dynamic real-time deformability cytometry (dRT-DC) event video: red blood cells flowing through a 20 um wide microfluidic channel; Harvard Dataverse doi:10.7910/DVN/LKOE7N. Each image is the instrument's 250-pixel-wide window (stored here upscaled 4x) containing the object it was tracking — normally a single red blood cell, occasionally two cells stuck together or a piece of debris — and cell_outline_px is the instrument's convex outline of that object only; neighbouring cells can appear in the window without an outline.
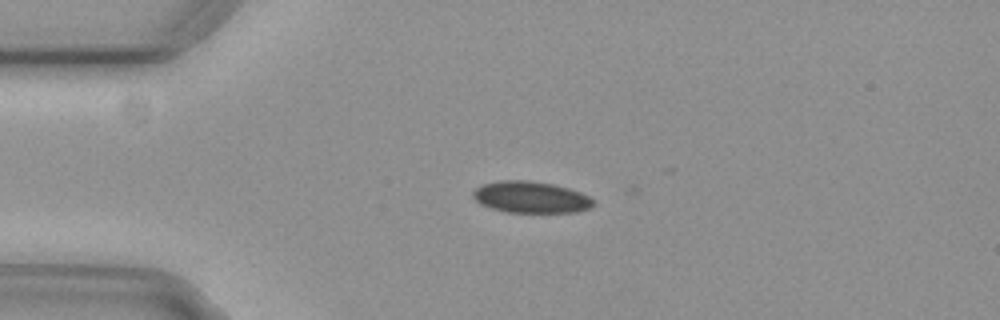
{"species": "common noctule bat (a hibernating species)", "species_latin": "Nyctalus noctula", "temperature_condition": "cold", "stored_images_in_passage": 36, "camera_frame_rate_fps": 3000, "um_per_image_px": 0.085, "animal": {"sex": "female", "body_mass_g": 29.2, "forearm_length_mm": 56.3}, "frame": {"image": 1, "passage_image": 1, "time_ms": 0.0, "image_size_px": [1000, 320], "cell_outline_px": [[592, 204], [588, 208], [576, 212], [508, 212], [492, 208], [480, 204], [472, 196], [472, 192], [480, 184], [500, 180], [528, 180], [552, 184], [568, 188], [580, 192], [588, 196], [592, 200]], "centroid_in_image_um": [45.06, 16.75], "position_along_channel_um": 39.9, "area_um2": 21.96}}
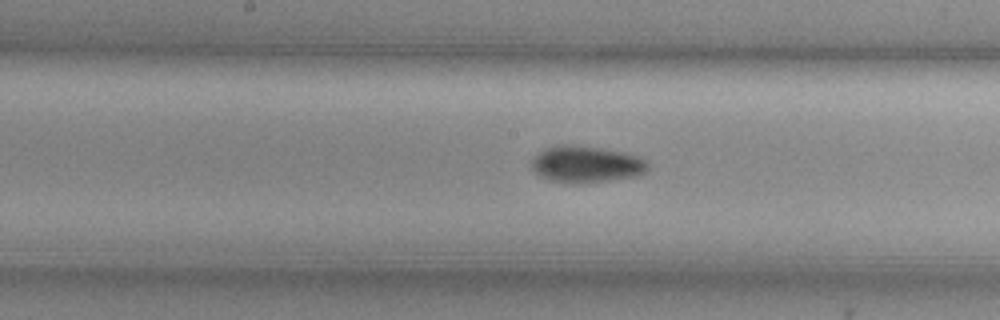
{"frame": {"image": 2, "passage_image": 16, "time_ms": 5.0, "image_size_px": [1000, 320], "cell_outline_px": [[648, 168], [644, 172], [636, 176], [608, 180], [576, 184], [548, 180], [540, 176], [532, 168], [532, 160], [544, 148], [560, 144], [572, 144], [604, 148], [624, 152], [640, 156], [648, 160]], "centroid_in_image_um": [49.85, 13.95], "position_along_channel_um": 198.4, "area_um2": 25.03}}
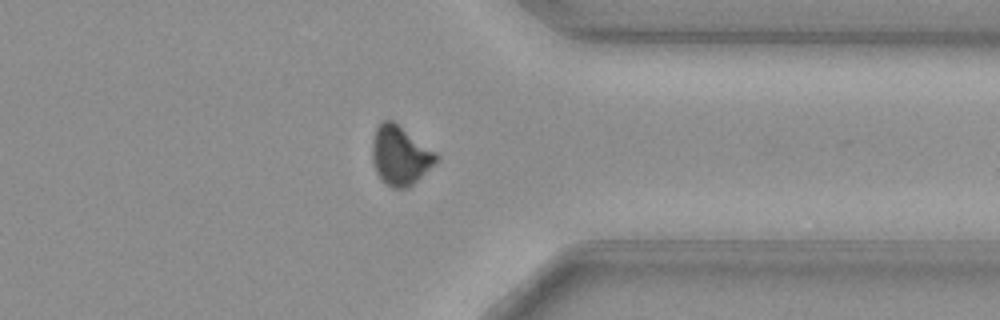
{"frame": {"image": 3, "passage_image": 31, "time_ms": 10.0, "image_size_px": [1000, 320], "cell_outline_px": [[440, 156], [436, 164], [408, 188], [392, 188], [384, 184], [380, 180], [376, 172], [372, 160], [372, 140], [376, 128], [380, 120], [392, 120], [436, 152]], "centroid_in_image_um": [34.0, 13.23], "position_along_channel_um": 377.4, "area_um2": 22.31}, "authors_computed_cell_mechanics": {"area_um2": 23.0044, "velocity_mm_per_s": 3.7154, "shape_relaxation_time_tau1_ms": 7.207, "shape_relaxation_time_tau2_ms": 6.673, "deformation_change_tau1": 0.0992, "deformation_change_tau2": 0.0826}}